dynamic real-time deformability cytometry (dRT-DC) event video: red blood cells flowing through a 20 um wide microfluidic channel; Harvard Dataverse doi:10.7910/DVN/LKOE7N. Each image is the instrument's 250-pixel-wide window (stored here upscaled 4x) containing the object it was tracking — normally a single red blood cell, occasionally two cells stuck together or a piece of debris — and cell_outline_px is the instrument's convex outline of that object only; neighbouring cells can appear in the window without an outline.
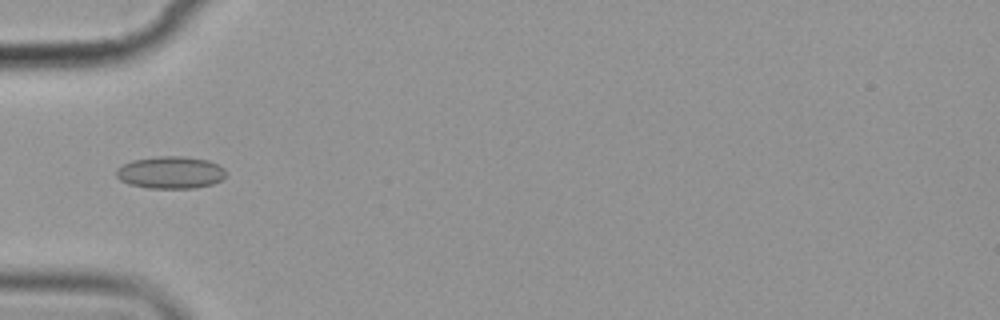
{"species": "common noctule bat (a hibernating species)", "species_latin": "Nyctalus noctula", "temperature_condition": "cold", "stored_images_in_passage": 9, "camera_frame_rate_fps": 3000, "um_per_image_px": 0.085, "animal": {"sex": "female", "body_mass_g": 19.9}, "frame": {"image": 1, "passage_image": 3, "time_ms": 3.333, "image_size_px": [1000, 320], "cell_outline_px": [[228, 172], [220, 180], [212, 184], [192, 188], [148, 188], [128, 184], [120, 180], [116, 176], [116, 168], [132, 160], [156, 156], [184, 156], [208, 160], [224, 168]], "centroid_in_image_um": [14.48, 14.65], "position_along_channel_um": 70.5, "area_um2": 20.69}}
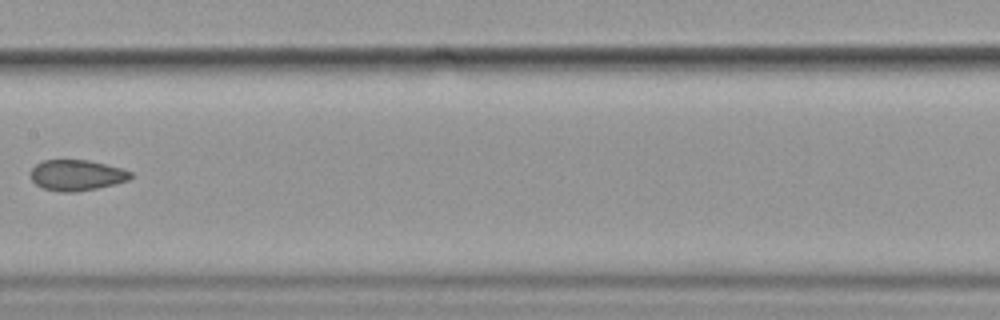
{"frame": {"image": 2, "passage_image": 6, "time_ms": 7.0, "image_size_px": [1000, 320], "cell_outline_px": [[132, 176], [128, 180], [96, 188], [76, 192], [64, 192], [44, 188], [36, 184], [32, 180], [32, 168], [36, 164], [44, 160], [88, 160], [120, 168], [132, 172]], "centroid_in_image_um": [6.51, 14.88], "position_along_channel_um": 200.9, "area_um2": 17.57}}
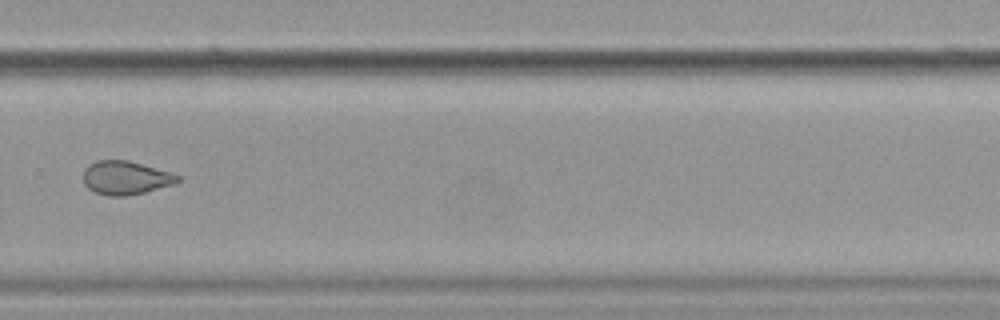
{"frame": {"image": 3, "passage_image": 9, "time_ms": 10.333, "image_size_px": [1000, 320], "cell_outline_px": [[180, 180], [172, 184], [144, 192], [124, 196], [108, 196], [96, 192], [88, 188], [84, 184], [84, 168], [88, 164], [96, 160], [128, 160], [168, 172], [180, 176]], "centroid_in_image_um": [10.62, 15.1], "position_along_channel_um": 319.2, "area_um2": 18.21}}